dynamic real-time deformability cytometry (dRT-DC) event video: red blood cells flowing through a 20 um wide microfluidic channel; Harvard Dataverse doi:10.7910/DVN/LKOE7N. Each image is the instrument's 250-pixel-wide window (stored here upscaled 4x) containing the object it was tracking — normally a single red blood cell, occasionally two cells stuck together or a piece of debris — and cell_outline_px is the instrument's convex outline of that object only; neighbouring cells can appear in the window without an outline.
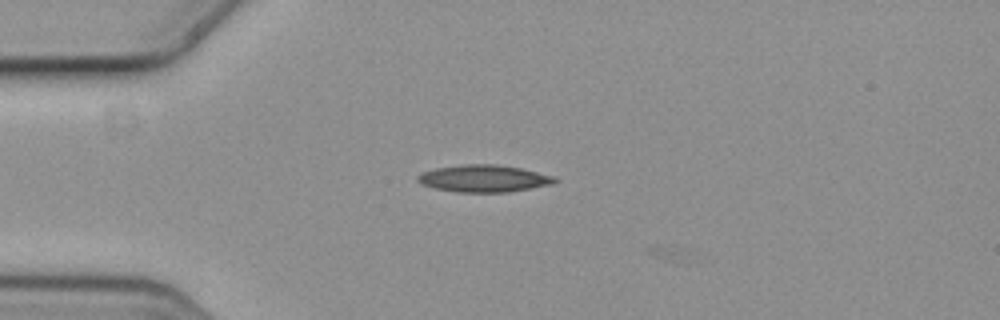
{"species": "common noctule bat (a hibernating species)", "species_latin": "Nyctalus noctula", "temperature_condition": "cold", "stored_images_in_passage": 6, "camera_frame_rate_fps": 3000, "um_per_image_px": 0.085, "animal": {"sex": "female", "body_mass_g": 19.3, "forearm_length_mm": 54.1}, "frame": {"image": 1, "passage_image": 2, "time_ms": 0.333, "image_size_px": [1000, 320], "cell_outline_px": [[560, 180], [552, 184], [508, 192], [456, 192], [436, 188], [424, 184], [416, 180], [416, 176], [424, 172], [436, 168], [464, 164], [496, 164], [520, 168], [556, 176]], "centroid_in_image_um": [41.17, 15.17], "position_along_channel_um": 43.8, "area_um2": 21.56}}
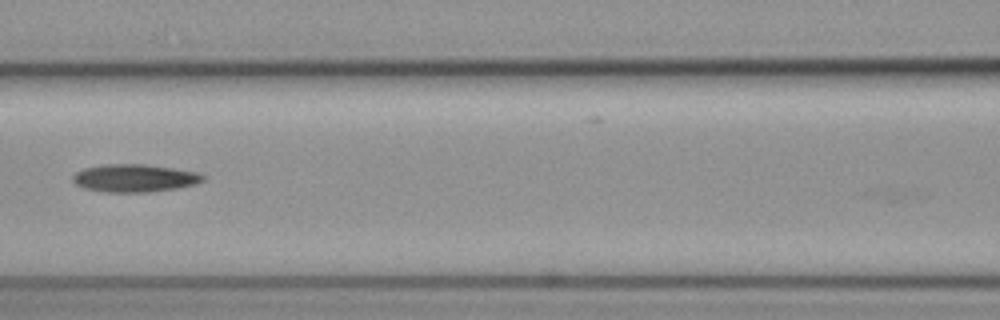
{"frame": {"image": 2, "passage_image": 5, "time_ms": 1.333, "image_size_px": [1000, 320], "cell_outline_px": [[204, 180], [192, 184], [176, 188], [148, 192], [104, 192], [84, 188], [76, 184], [72, 180], [72, 176], [76, 172], [84, 168], [104, 164], [144, 164], [172, 168], [196, 172], [204, 176]], "centroid_in_image_um": [11.38, 15.13], "position_along_channel_um": 155.2, "area_um2": 20.87}}
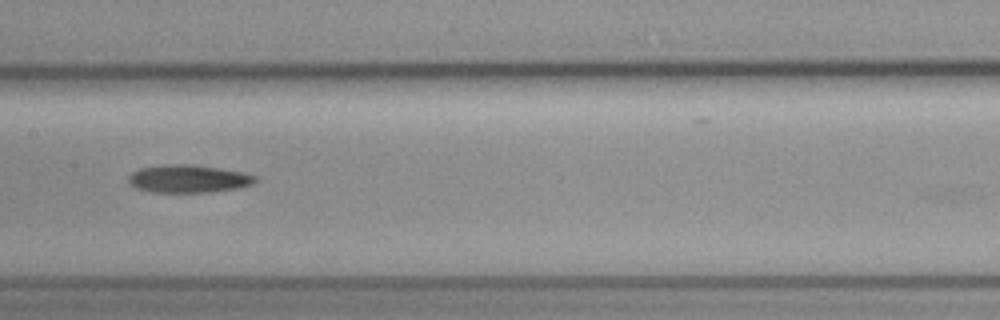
{"frame": {"image": 3, "passage_image": 6, "time_ms": 1.667, "image_size_px": [1000, 320], "cell_outline_px": [[256, 180], [252, 184], [236, 188], [208, 192], [152, 192], [136, 188], [128, 180], [128, 176], [132, 172], [140, 168], [164, 164], [192, 164], [220, 168], [244, 172], [256, 176]], "centroid_in_image_um": [16.0, 15.18], "position_along_channel_um": 191.4, "area_um2": 20.52}}